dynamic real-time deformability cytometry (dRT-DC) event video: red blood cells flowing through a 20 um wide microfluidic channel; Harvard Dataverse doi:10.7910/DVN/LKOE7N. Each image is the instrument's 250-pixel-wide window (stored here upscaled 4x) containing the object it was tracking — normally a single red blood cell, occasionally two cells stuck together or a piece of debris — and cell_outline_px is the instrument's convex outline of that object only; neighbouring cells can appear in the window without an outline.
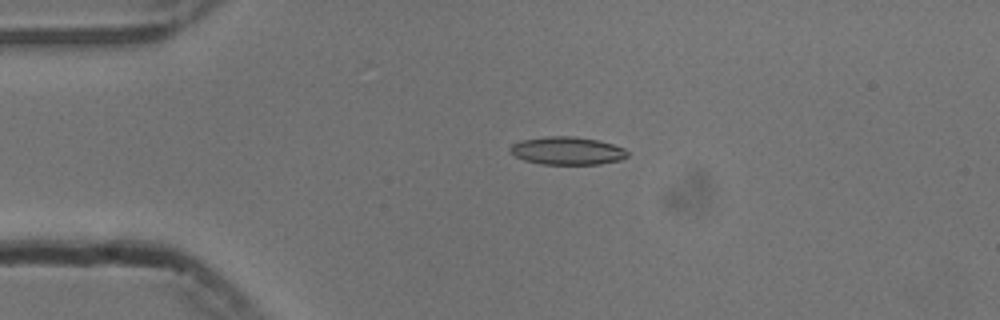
{"species": "common noctule bat (a hibernating species)", "species_latin": "Nyctalus noctula", "temperature_condition": "cold", "stored_images_in_passage": 43, "camera_frame_rate_fps": 3000, "um_per_image_px": 0.085, "animal": {"sex": "male", "body_mass_g": 13.3}, "frame": {"image": 1, "passage_image": 1, "time_ms": 0.0, "image_size_px": [1000, 320], "cell_outline_px": [[628, 156], [620, 160], [600, 164], [544, 164], [524, 160], [516, 156], [508, 148], [512, 144], [520, 140], [544, 136], [576, 136], [596, 140], [612, 144], [624, 148], [628, 152]], "centroid_in_image_um": [48.21, 12.8], "position_along_channel_um": 36.8, "area_um2": 19.07}}
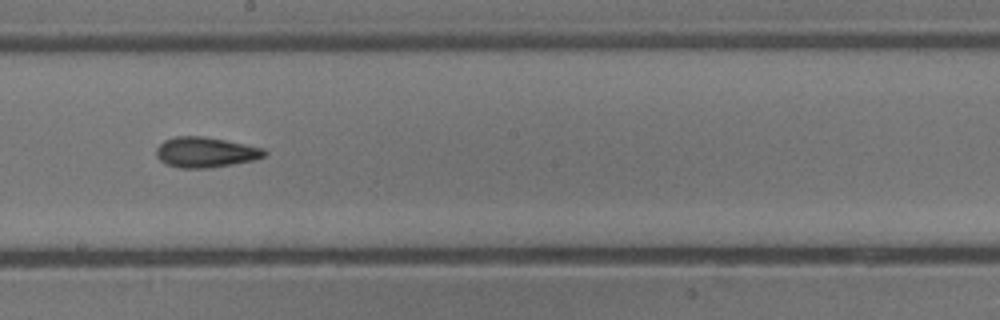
{"frame": {"image": 2, "passage_image": 19, "time_ms": 6.0, "image_size_px": [1000, 320], "cell_outline_px": [[268, 152], [264, 156], [252, 160], [232, 164], [208, 168], [180, 168], [168, 164], [160, 160], [156, 156], [156, 148], [164, 140], [176, 136], [204, 136], [264, 148]], "centroid_in_image_um": [17.45, 12.93], "position_along_channel_um": 230.7, "area_um2": 18.96}}
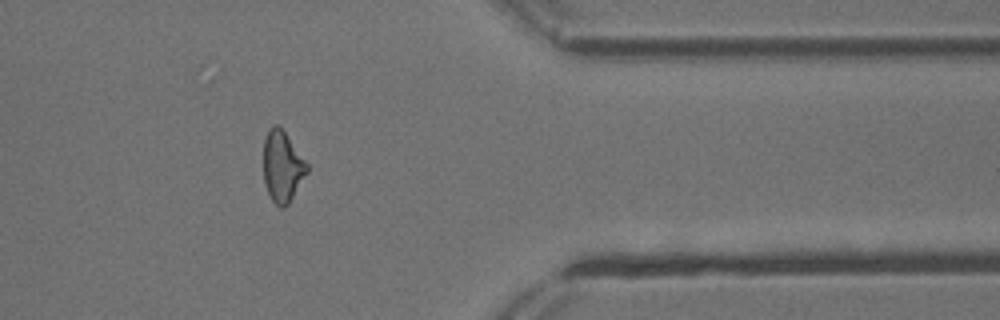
{"frame": {"image": 3, "passage_image": 33, "time_ms": 10.667, "image_size_px": [1000, 320], "cell_outline_px": [[308, 172], [288, 204], [284, 208], [280, 208], [272, 200], [264, 184], [264, 140], [268, 128], [272, 124], [276, 124], [284, 132], [308, 164]], "centroid_in_image_um": [23.99, 14.16], "position_along_channel_um": 387.4, "area_um2": 17.86}, "authors_computed_cell_mechanics": {"area_um2": 18.3226, "velocity_mm_per_s": 3.7683, "shape_relaxation_time_tau1_ms": 4.2419, "shape_relaxation_time_tau2_ms": 4.7321, "deformation_change_tau1": 0.1413, "deformation_change_tau2": 0.1446}}